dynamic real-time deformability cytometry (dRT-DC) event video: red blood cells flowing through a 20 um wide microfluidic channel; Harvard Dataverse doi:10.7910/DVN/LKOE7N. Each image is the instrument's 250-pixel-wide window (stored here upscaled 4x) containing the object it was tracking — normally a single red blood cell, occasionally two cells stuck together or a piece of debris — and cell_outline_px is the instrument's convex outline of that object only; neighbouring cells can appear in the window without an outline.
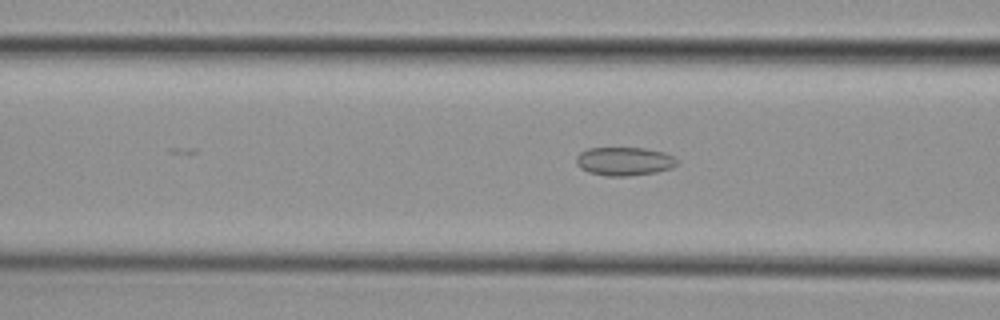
{"species": "common noctule bat (a hibernating species)", "species_latin": "Nyctalus noctula", "temperature_condition": "cold", "stored_images_in_passage": 35, "camera_frame_rate_fps": 3000, "um_per_image_px": 0.085, "animal": {"sex": "female", "body_mass_g": 29.2, "forearm_length_mm": 56.3}, "frame": {"image": 1, "passage_image": 10, "time_ms": 3.0, "image_size_px": [1000, 320], "cell_outline_px": [[680, 160], [672, 168], [656, 172], [628, 176], [604, 176], [588, 172], [580, 168], [576, 164], [576, 156], [580, 152], [588, 148], [644, 148], [664, 152]], "centroid_in_image_um": [53.05, 13.71], "position_along_channel_um": 113.5, "area_um2": 16.88}}
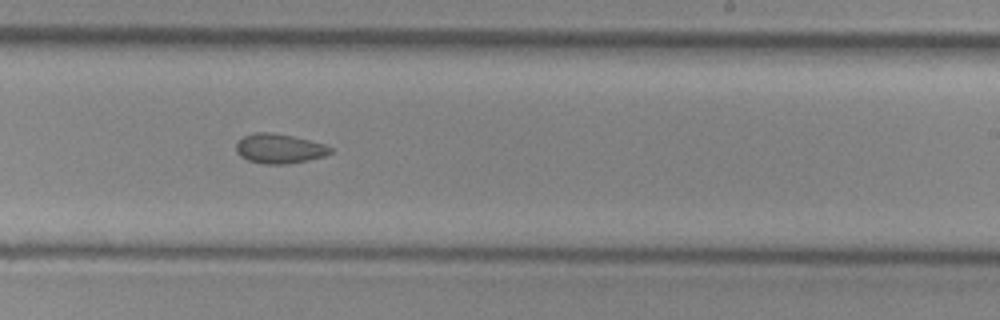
{"frame": {"image": 2, "passage_image": 22, "time_ms": 7.0, "image_size_px": [1000, 320], "cell_outline_px": [[332, 152], [324, 156], [308, 160], [288, 164], [264, 164], [248, 160], [240, 156], [236, 152], [236, 144], [244, 136], [252, 132], [272, 132], [292, 136], [324, 144], [332, 148]], "centroid_in_image_um": [23.72, 12.63], "position_along_channel_um": 265.3, "area_um2": 16.24}}
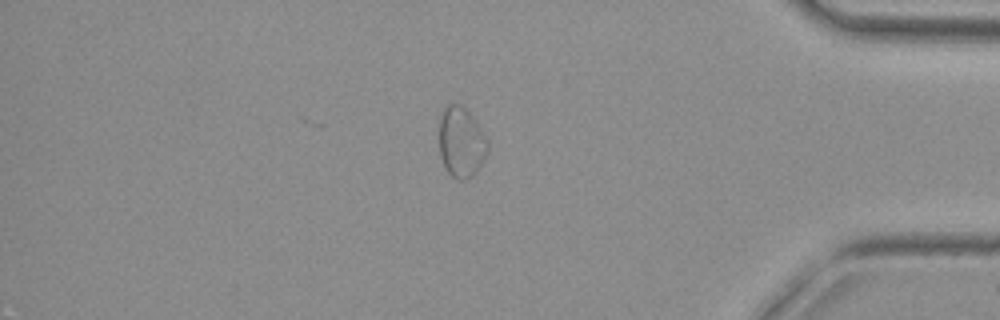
{"frame": {"image": 3, "passage_image": 35, "time_ms": 11.333, "image_size_px": [1000, 320], "cell_outline_px": [[488, 148], [476, 172], [472, 176], [464, 180], [456, 180], [444, 168], [440, 156], [440, 120], [444, 108], [448, 104], [460, 104], [476, 120], [484, 132], [488, 140]], "centroid_in_image_um": [39.2, 12.1], "position_along_channel_um": 396.0, "area_um2": 19.83}, "authors_computed_cell_mechanics": {"area_um2": 16.6464, "velocity_mm_per_s": 3.7942, "shape_relaxation_time_tau1_ms": null, "shape_relaxation_time_tau2_ms": 2.4345, "deformation_change_tau1": null, "deformation_change_tau2": 0.0705}}